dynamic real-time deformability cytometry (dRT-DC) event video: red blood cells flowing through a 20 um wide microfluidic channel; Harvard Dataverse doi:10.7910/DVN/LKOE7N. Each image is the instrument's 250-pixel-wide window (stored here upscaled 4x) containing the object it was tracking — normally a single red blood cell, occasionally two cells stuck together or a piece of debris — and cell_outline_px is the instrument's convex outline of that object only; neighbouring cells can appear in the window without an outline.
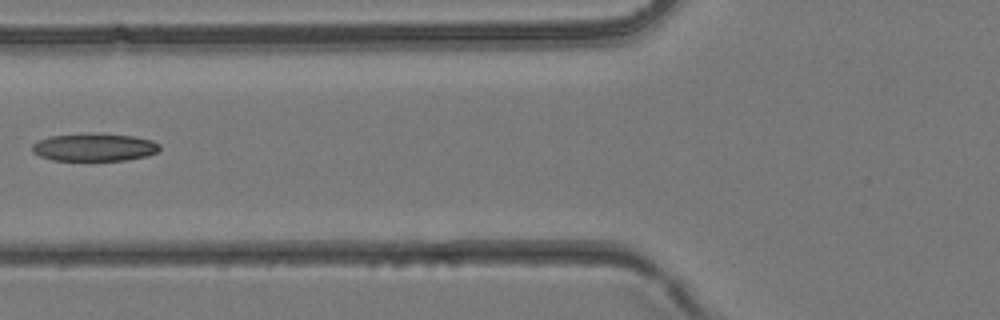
{"species": "common noctule bat (a hibernating species)", "species_latin": "Nyctalus noctula", "temperature_condition": "room temperature", "stored_images_in_passage": 4, "camera_frame_rate_fps": 3000, "um_per_image_px": 0.085, "animal": {"sex": "female", "body_mass_g": 24.6, "forearm_length_mm": 56.2}, "frame": {"image": 1, "passage_image": 4, "time_ms": 1.0, "image_size_px": [1000, 320], "cell_outline_px": [[160, 148], [156, 152], [144, 156], [124, 160], [52, 160], [40, 156], [32, 152], [32, 144], [40, 140], [52, 136], [132, 136], [152, 140], [160, 144]], "centroid_in_image_um": [8.01, 12.56], "position_along_channel_um": 117.8, "area_um2": 19.42}}